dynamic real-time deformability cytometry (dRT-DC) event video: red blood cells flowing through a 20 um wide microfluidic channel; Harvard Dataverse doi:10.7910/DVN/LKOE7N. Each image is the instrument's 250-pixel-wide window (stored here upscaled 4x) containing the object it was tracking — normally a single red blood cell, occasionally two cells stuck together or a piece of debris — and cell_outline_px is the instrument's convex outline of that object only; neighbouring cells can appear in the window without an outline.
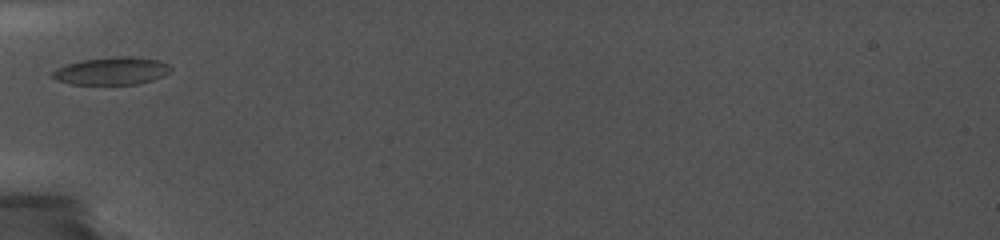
{"species": "common noctule bat (a hibernating species)", "species_latin": "Nyctalus noctula", "temperature_condition": "cold", "stored_images_in_passage": 17, "camera_frame_rate_fps": 5000, "um_per_image_px": 0.085, "animal": {"sex": "female", "body_mass_g": 19.0, "forearm_length_mm": 56.7}, "frame": {"image": 1, "passage_image": 1, "time_ms": 0.0, "image_size_px": [1000, 240], "cell_outline_px": [[172, 68], [168, 72], [152, 80], [140, 84], [72, 84], [56, 80], [52, 76], [52, 72], [56, 68], [68, 64], [84, 60], [112, 56], [136, 56], [160, 60], [168, 64]], "centroid_in_image_um": [9.51, 6.02], "position_along_channel_um": 75.5, "area_um2": 19.02}}
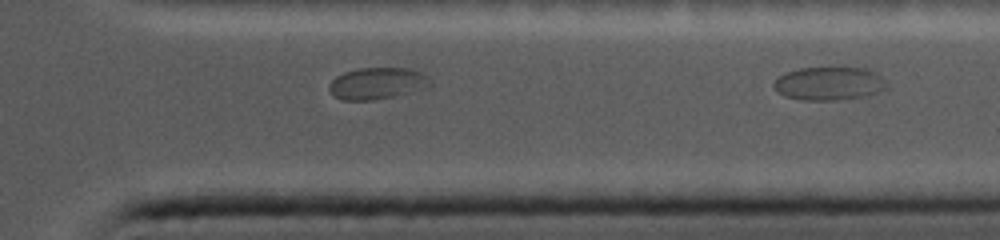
{"frame": {"image": 2, "passage_image": 17, "time_ms": 7.6, "image_size_px": [1000, 240], "cell_outline_px": [[888, 84], [884, 88], [876, 92], [864, 96], [836, 100], [804, 100], [784, 96], [776, 92], [772, 84], [780, 76], [788, 72], [800, 68], [864, 68], [876, 72]], "centroid_in_image_um": [70.44, 7.1], "position_along_channel_um": 341.0, "area_um2": 21.68}}